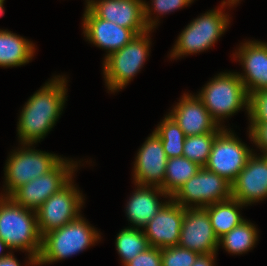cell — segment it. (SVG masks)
Listing matches in <instances>:
<instances>
[{"label":"cell","mask_w":267,"mask_h":266,"mask_svg":"<svg viewBox=\"0 0 267 266\" xmlns=\"http://www.w3.org/2000/svg\"><path fill=\"white\" fill-rule=\"evenodd\" d=\"M65 79L55 76L28 99L17 125L21 144H36L53 128L66 100Z\"/></svg>","instance_id":"1"},{"label":"cell","mask_w":267,"mask_h":266,"mask_svg":"<svg viewBox=\"0 0 267 266\" xmlns=\"http://www.w3.org/2000/svg\"><path fill=\"white\" fill-rule=\"evenodd\" d=\"M0 238L9 250L27 251L30 265H37L42 236L36 212L15 203L10 197L0 196Z\"/></svg>","instance_id":"2"},{"label":"cell","mask_w":267,"mask_h":266,"mask_svg":"<svg viewBox=\"0 0 267 266\" xmlns=\"http://www.w3.org/2000/svg\"><path fill=\"white\" fill-rule=\"evenodd\" d=\"M100 234L80 215L61 228L42 236L37 265L50 264L84 251L100 239Z\"/></svg>","instance_id":"3"},{"label":"cell","mask_w":267,"mask_h":266,"mask_svg":"<svg viewBox=\"0 0 267 266\" xmlns=\"http://www.w3.org/2000/svg\"><path fill=\"white\" fill-rule=\"evenodd\" d=\"M197 96L219 127L222 119L234 115L244 106L249 112V95L238 72L218 74Z\"/></svg>","instance_id":"4"},{"label":"cell","mask_w":267,"mask_h":266,"mask_svg":"<svg viewBox=\"0 0 267 266\" xmlns=\"http://www.w3.org/2000/svg\"><path fill=\"white\" fill-rule=\"evenodd\" d=\"M151 31L136 35L123 48L104 59L103 74L108 90L114 92L124 88L143 67L149 56Z\"/></svg>","instance_id":"5"},{"label":"cell","mask_w":267,"mask_h":266,"mask_svg":"<svg viewBox=\"0 0 267 266\" xmlns=\"http://www.w3.org/2000/svg\"><path fill=\"white\" fill-rule=\"evenodd\" d=\"M225 14L218 8L194 19L179 35L170 56L174 59L212 47L229 25Z\"/></svg>","instance_id":"6"},{"label":"cell","mask_w":267,"mask_h":266,"mask_svg":"<svg viewBox=\"0 0 267 266\" xmlns=\"http://www.w3.org/2000/svg\"><path fill=\"white\" fill-rule=\"evenodd\" d=\"M20 150L11 152L6 162L4 175L6 192L9 197L17 188L52 170L63 158L35 149L31 144H22ZM29 146V147H26Z\"/></svg>","instance_id":"7"},{"label":"cell","mask_w":267,"mask_h":266,"mask_svg":"<svg viewBox=\"0 0 267 266\" xmlns=\"http://www.w3.org/2000/svg\"><path fill=\"white\" fill-rule=\"evenodd\" d=\"M86 6L97 17L132 29L137 35L158 24V19L152 20V9L143 0H91Z\"/></svg>","instance_id":"8"},{"label":"cell","mask_w":267,"mask_h":266,"mask_svg":"<svg viewBox=\"0 0 267 266\" xmlns=\"http://www.w3.org/2000/svg\"><path fill=\"white\" fill-rule=\"evenodd\" d=\"M231 197V183L224 177L201 167L171 198L186 209L193 207V203L195 208L207 207Z\"/></svg>","instance_id":"9"},{"label":"cell","mask_w":267,"mask_h":266,"mask_svg":"<svg viewBox=\"0 0 267 266\" xmlns=\"http://www.w3.org/2000/svg\"><path fill=\"white\" fill-rule=\"evenodd\" d=\"M74 161L62 159L52 170L17 188L9 197L18 205L36 211L50 196L63 188L72 178Z\"/></svg>","instance_id":"10"},{"label":"cell","mask_w":267,"mask_h":266,"mask_svg":"<svg viewBox=\"0 0 267 266\" xmlns=\"http://www.w3.org/2000/svg\"><path fill=\"white\" fill-rule=\"evenodd\" d=\"M82 196L72 179L58 192L50 196L35 211L41 236L77 219L84 202Z\"/></svg>","instance_id":"11"},{"label":"cell","mask_w":267,"mask_h":266,"mask_svg":"<svg viewBox=\"0 0 267 266\" xmlns=\"http://www.w3.org/2000/svg\"><path fill=\"white\" fill-rule=\"evenodd\" d=\"M225 128L216 136L205 168L232 183L246 166L252 149Z\"/></svg>","instance_id":"12"},{"label":"cell","mask_w":267,"mask_h":266,"mask_svg":"<svg viewBox=\"0 0 267 266\" xmlns=\"http://www.w3.org/2000/svg\"><path fill=\"white\" fill-rule=\"evenodd\" d=\"M178 245L198 254L217 253L219 244L205 207L184 208Z\"/></svg>","instance_id":"13"},{"label":"cell","mask_w":267,"mask_h":266,"mask_svg":"<svg viewBox=\"0 0 267 266\" xmlns=\"http://www.w3.org/2000/svg\"><path fill=\"white\" fill-rule=\"evenodd\" d=\"M184 208L172 198L143 227L150 246L168 248L177 246L180 238Z\"/></svg>","instance_id":"14"},{"label":"cell","mask_w":267,"mask_h":266,"mask_svg":"<svg viewBox=\"0 0 267 266\" xmlns=\"http://www.w3.org/2000/svg\"><path fill=\"white\" fill-rule=\"evenodd\" d=\"M167 160L161 139L153 131L135 158L133 170L135 185L161 187L164 182Z\"/></svg>","instance_id":"15"},{"label":"cell","mask_w":267,"mask_h":266,"mask_svg":"<svg viewBox=\"0 0 267 266\" xmlns=\"http://www.w3.org/2000/svg\"><path fill=\"white\" fill-rule=\"evenodd\" d=\"M231 194L245 206L267 197V154L259 157L253 153L249 157L246 166L231 183Z\"/></svg>","instance_id":"16"},{"label":"cell","mask_w":267,"mask_h":266,"mask_svg":"<svg viewBox=\"0 0 267 266\" xmlns=\"http://www.w3.org/2000/svg\"><path fill=\"white\" fill-rule=\"evenodd\" d=\"M168 115L174 119L186 137L205 133H220L224 129L213 120L197 95L191 96V94L184 93Z\"/></svg>","instance_id":"17"},{"label":"cell","mask_w":267,"mask_h":266,"mask_svg":"<svg viewBox=\"0 0 267 266\" xmlns=\"http://www.w3.org/2000/svg\"><path fill=\"white\" fill-rule=\"evenodd\" d=\"M83 33L95 46L108 50L105 58L128 44L137 34L129 28L97 17L87 6L83 14Z\"/></svg>","instance_id":"18"},{"label":"cell","mask_w":267,"mask_h":266,"mask_svg":"<svg viewBox=\"0 0 267 266\" xmlns=\"http://www.w3.org/2000/svg\"><path fill=\"white\" fill-rule=\"evenodd\" d=\"M234 56L244 67L245 74L238 73V76L248 95L267 90V43L248 41L240 46Z\"/></svg>","instance_id":"19"},{"label":"cell","mask_w":267,"mask_h":266,"mask_svg":"<svg viewBox=\"0 0 267 266\" xmlns=\"http://www.w3.org/2000/svg\"><path fill=\"white\" fill-rule=\"evenodd\" d=\"M136 186V191L126 204V214L128 220L135 228H143L167 203H160V200H158L159 197L157 196H159V194L160 196H167V198H171V196L165 193L160 187Z\"/></svg>","instance_id":"20"},{"label":"cell","mask_w":267,"mask_h":266,"mask_svg":"<svg viewBox=\"0 0 267 266\" xmlns=\"http://www.w3.org/2000/svg\"><path fill=\"white\" fill-rule=\"evenodd\" d=\"M32 42L7 30H0V66L25 65L35 53Z\"/></svg>","instance_id":"21"},{"label":"cell","mask_w":267,"mask_h":266,"mask_svg":"<svg viewBox=\"0 0 267 266\" xmlns=\"http://www.w3.org/2000/svg\"><path fill=\"white\" fill-rule=\"evenodd\" d=\"M245 206L234 198L216 202L206 208L214 234L219 239L245 220L239 208Z\"/></svg>","instance_id":"22"},{"label":"cell","mask_w":267,"mask_h":266,"mask_svg":"<svg viewBox=\"0 0 267 266\" xmlns=\"http://www.w3.org/2000/svg\"><path fill=\"white\" fill-rule=\"evenodd\" d=\"M200 168L201 166L184 156L169 158L165 169L164 182L160 188L172 197Z\"/></svg>","instance_id":"23"},{"label":"cell","mask_w":267,"mask_h":266,"mask_svg":"<svg viewBox=\"0 0 267 266\" xmlns=\"http://www.w3.org/2000/svg\"><path fill=\"white\" fill-rule=\"evenodd\" d=\"M254 224L243 220L238 226L218 239V244L232 254H243L251 250L258 240Z\"/></svg>","instance_id":"24"},{"label":"cell","mask_w":267,"mask_h":266,"mask_svg":"<svg viewBox=\"0 0 267 266\" xmlns=\"http://www.w3.org/2000/svg\"><path fill=\"white\" fill-rule=\"evenodd\" d=\"M142 230V231H141ZM130 226L122 229L116 237L115 247L122 258V263L133 260L138 254L150 247L143 229Z\"/></svg>","instance_id":"25"},{"label":"cell","mask_w":267,"mask_h":266,"mask_svg":"<svg viewBox=\"0 0 267 266\" xmlns=\"http://www.w3.org/2000/svg\"><path fill=\"white\" fill-rule=\"evenodd\" d=\"M158 125L154 131L161 139L167 158L181 157L186 138L185 133L169 115H166Z\"/></svg>","instance_id":"26"},{"label":"cell","mask_w":267,"mask_h":266,"mask_svg":"<svg viewBox=\"0 0 267 266\" xmlns=\"http://www.w3.org/2000/svg\"><path fill=\"white\" fill-rule=\"evenodd\" d=\"M218 134L205 133L186 137L182 156L204 167L208 161L213 142Z\"/></svg>","instance_id":"27"},{"label":"cell","mask_w":267,"mask_h":266,"mask_svg":"<svg viewBox=\"0 0 267 266\" xmlns=\"http://www.w3.org/2000/svg\"><path fill=\"white\" fill-rule=\"evenodd\" d=\"M198 253L179 245L161 249L162 266H192Z\"/></svg>","instance_id":"28"},{"label":"cell","mask_w":267,"mask_h":266,"mask_svg":"<svg viewBox=\"0 0 267 266\" xmlns=\"http://www.w3.org/2000/svg\"><path fill=\"white\" fill-rule=\"evenodd\" d=\"M250 123H267V90L249 95Z\"/></svg>","instance_id":"29"},{"label":"cell","mask_w":267,"mask_h":266,"mask_svg":"<svg viewBox=\"0 0 267 266\" xmlns=\"http://www.w3.org/2000/svg\"><path fill=\"white\" fill-rule=\"evenodd\" d=\"M124 266H162L161 249L150 246Z\"/></svg>","instance_id":"30"},{"label":"cell","mask_w":267,"mask_h":266,"mask_svg":"<svg viewBox=\"0 0 267 266\" xmlns=\"http://www.w3.org/2000/svg\"><path fill=\"white\" fill-rule=\"evenodd\" d=\"M249 137L263 154H267V123H250Z\"/></svg>","instance_id":"31"},{"label":"cell","mask_w":267,"mask_h":266,"mask_svg":"<svg viewBox=\"0 0 267 266\" xmlns=\"http://www.w3.org/2000/svg\"><path fill=\"white\" fill-rule=\"evenodd\" d=\"M193 0H152V7L158 14H166L176 9L183 8L191 4Z\"/></svg>","instance_id":"32"},{"label":"cell","mask_w":267,"mask_h":266,"mask_svg":"<svg viewBox=\"0 0 267 266\" xmlns=\"http://www.w3.org/2000/svg\"><path fill=\"white\" fill-rule=\"evenodd\" d=\"M216 253L199 254L192 266H214Z\"/></svg>","instance_id":"33"},{"label":"cell","mask_w":267,"mask_h":266,"mask_svg":"<svg viewBox=\"0 0 267 266\" xmlns=\"http://www.w3.org/2000/svg\"><path fill=\"white\" fill-rule=\"evenodd\" d=\"M0 266H21L11 253L9 256L0 260Z\"/></svg>","instance_id":"34"},{"label":"cell","mask_w":267,"mask_h":266,"mask_svg":"<svg viewBox=\"0 0 267 266\" xmlns=\"http://www.w3.org/2000/svg\"><path fill=\"white\" fill-rule=\"evenodd\" d=\"M4 248H8L9 249V247L5 244V242L0 238V251L2 252V250H4ZM1 252H0V260L5 258V257H7V256H9L11 254L10 252L6 253V254L1 253Z\"/></svg>","instance_id":"35"},{"label":"cell","mask_w":267,"mask_h":266,"mask_svg":"<svg viewBox=\"0 0 267 266\" xmlns=\"http://www.w3.org/2000/svg\"><path fill=\"white\" fill-rule=\"evenodd\" d=\"M240 0H227V1H223L222 2V5H221V7L222 8H224L225 7V5L227 6V5H229V6H231V5H236L237 4V2H239Z\"/></svg>","instance_id":"36"},{"label":"cell","mask_w":267,"mask_h":266,"mask_svg":"<svg viewBox=\"0 0 267 266\" xmlns=\"http://www.w3.org/2000/svg\"><path fill=\"white\" fill-rule=\"evenodd\" d=\"M4 1L5 0H0V16L4 14V7H3Z\"/></svg>","instance_id":"37"}]
</instances>
